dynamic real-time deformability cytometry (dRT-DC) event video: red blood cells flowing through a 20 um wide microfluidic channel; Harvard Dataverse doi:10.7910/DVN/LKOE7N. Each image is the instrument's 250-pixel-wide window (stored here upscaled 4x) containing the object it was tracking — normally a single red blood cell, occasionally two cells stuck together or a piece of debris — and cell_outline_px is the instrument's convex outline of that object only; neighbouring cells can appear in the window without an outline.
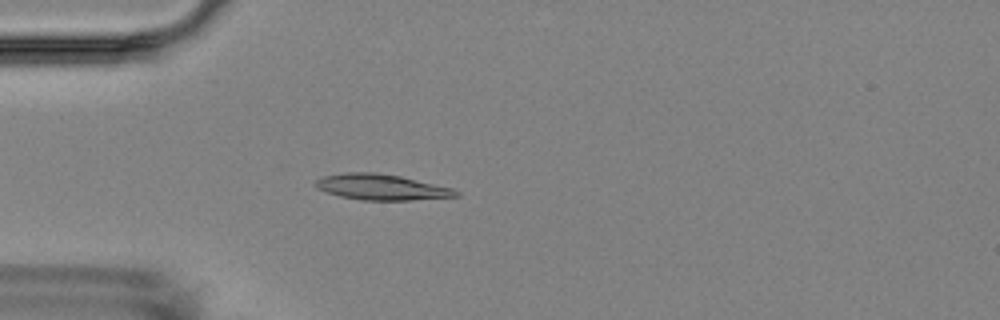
{"species": "Egyptian fruit bat (a non-hibernating species)", "species_latin": "Rousettus aegyptiacus", "temperature_condition": "room temperature", "stored_images_in_passage": 4, "camera_frame_rate_fps": 3000, "um_per_image_px": 0.085, "animal": {"sex": "female"}, "frame": {"image": 1, "passage_image": 4, "time_ms": 4.0, "image_size_px": [1000, 320], "cell_outline_px": [[460, 196], [408, 200], [360, 200], [340, 196], [316, 188], [312, 184], [316, 180], [324, 176], [344, 172], [376, 172], [400, 176], [452, 188], [460, 192]], "centroid_in_image_um": [32.39, 15.9], "position_along_channel_um": 52.6, "area_um2": 21.04}}